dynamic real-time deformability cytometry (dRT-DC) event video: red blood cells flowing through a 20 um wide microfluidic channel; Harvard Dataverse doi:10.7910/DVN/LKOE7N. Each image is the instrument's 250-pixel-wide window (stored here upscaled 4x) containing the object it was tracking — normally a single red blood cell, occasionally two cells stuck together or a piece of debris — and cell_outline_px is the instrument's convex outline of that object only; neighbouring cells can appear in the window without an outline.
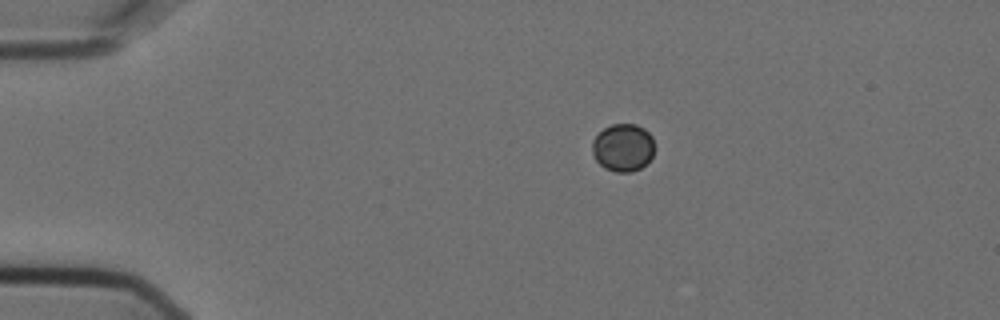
{"species": "Egyptian fruit bat (a non-hibernating species)", "species_latin": "Rousettus aegyptiacus", "temperature_condition": "cold", "stored_images_in_passage": 4, "camera_frame_rate_fps": 3000, "um_per_image_px": 0.085, "animal": {"sex": "female"}, "frame": {"image": 1, "passage_image": 4, "time_ms": 1.0, "image_size_px": [1000, 320], "cell_outline_px": [[656, 148], [652, 156], [640, 168], [632, 172], [616, 172], [604, 168], [596, 160], [592, 152], [592, 140], [604, 128], [612, 124], [636, 124], [644, 128], [652, 136]], "centroid_in_image_um": [52.97, 12.54], "position_along_channel_um": 32.0, "area_um2": 17.46}}